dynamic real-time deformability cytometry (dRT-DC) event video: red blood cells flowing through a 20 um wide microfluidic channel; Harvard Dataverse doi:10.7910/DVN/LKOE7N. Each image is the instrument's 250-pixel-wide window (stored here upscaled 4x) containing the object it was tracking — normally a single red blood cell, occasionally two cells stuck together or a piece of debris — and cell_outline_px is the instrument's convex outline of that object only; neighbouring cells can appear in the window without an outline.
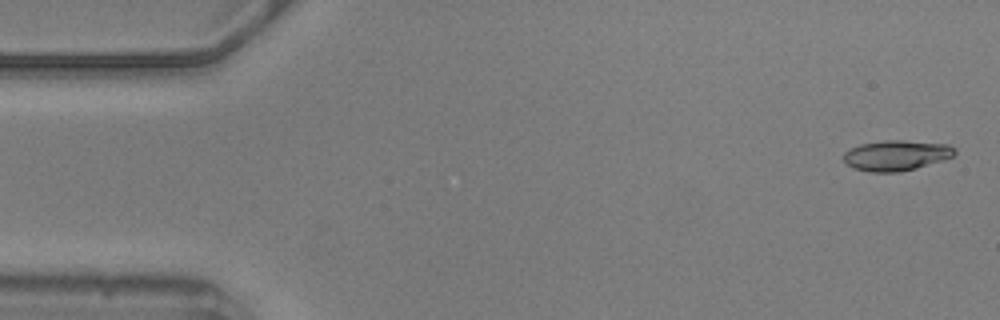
{"species": "common noctule bat (a hibernating species)", "species_latin": "Nyctalus noctula", "temperature_condition": "warm", "stored_images_in_passage": 9, "camera_frame_rate_fps": 3000, "um_per_image_px": 0.085, "animal": {"sex": "male", "body_mass_g": 20.5, "forearm_length_mm": 52.5}, "frame": {"image": 1, "passage_image": 2, "time_ms": 0.333, "image_size_px": [1000, 320], "cell_outline_px": [[956, 152], [952, 156], [944, 160], [916, 168], [900, 172], [868, 172], [852, 168], [844, 160], [844, 152], [860, 144], [888, 140], [904, 140], [948, 144], [956, 148]], "centroid_in_image_um": [76.2, 13.21], "position_along_channel_um": 8.8, "area_um2": 19.71}}